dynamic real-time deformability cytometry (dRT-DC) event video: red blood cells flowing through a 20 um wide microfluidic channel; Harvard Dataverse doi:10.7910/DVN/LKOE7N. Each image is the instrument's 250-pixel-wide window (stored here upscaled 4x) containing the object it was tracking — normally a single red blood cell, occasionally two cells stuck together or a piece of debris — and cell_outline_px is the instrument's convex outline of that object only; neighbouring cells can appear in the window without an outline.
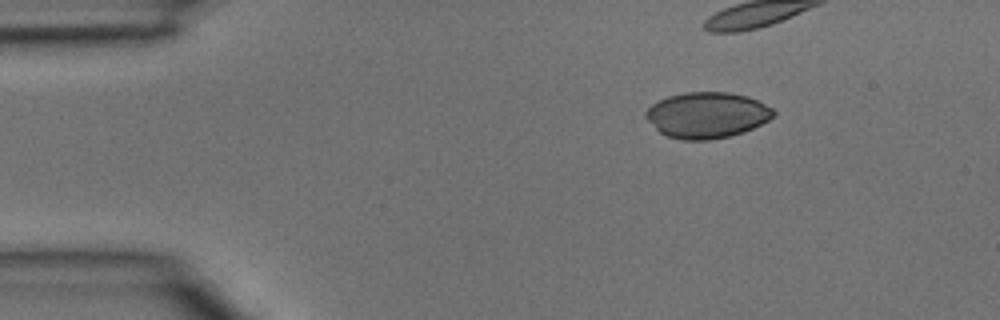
{"species": "common noctule bat (a hibernating species)", "species_latin": "Nyctalus noctula", "temperature_condition": "room temperature", "stored_images_in_passage": 4, "segment_of_instrument_passage": [1, 2], "camera_frame_rate_fps": 3000, "um_per_image_px": 0.085, "animal": {"sex": "male", "body_mass_g": 15.6}, "frame": {"image": 1, "passage_image": 1, "time_ms": 0.0, "image_size_px": [1000, 320], "cell_outline_px": [[776, 112], [768, 120], [744, 132], [728, 136], [708, 140], [680, 140], [668, 136], [660, 132], [644, 116], [644, 112], [652, 104], [668, 96], [684, 92], [728, 92], [748, 96], [772, 108]], "centroid_in_image_um": [60.07, 9.78], "position_along_channel_um": 24.9, "area_um2": 33.99}}